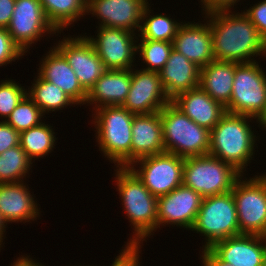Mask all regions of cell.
Here are the masks:
<instances>
[{
    "mask_svg": "<svg viewBox=\"0 0 266 266\" xmlns=\"http://www.w3.org/2000/svg\"><path fill=\"white\" fill-rule=\"evenodd\" d=\"M5 226H7V224L4 222L3 218L0 215V247H2L1 245L3 242V236H4L3 234L6 231Z\"/></svg>",
    "mask_w": 266,
    "mask_h": 266,
    "instance_id": "7bdbcfd3",
    "label": "cell"
},
{
    "mask_svg": "<svg viewBox=\"0 0 266 266\" xmlns=\"http://www.w3.org/2000/svg\"><path fill=\"white\" fill-rule=\"evenodd\" d=\"M210 249L233 266H263V236L241 234L217 241Z\"/></svg>",
    "mask_w": 266,
    "mask_h": 266,
    "instance_id": "d6986e66",
    "label": "cell"
},
{
    "mask_svg": "<svg viewBox=\"0 0 266 266\" xmlns=\"http://www.w3.org/2000/svg\"><path fill=\"white\" fill-rule=\"evenodd\" d=\"M15 0H0V27L7 29L13 15Z\"/></svg>",
    "mask_w": 266,
    "mask_h": 266,
    "instance_id": "f35d334b",
    "label": "cell"
},
{
    "mask_svg": "<svg viewBox=\"0 0 266 266\" xmlns=\"http://www.w3.org/2000/svg\"><path fill=\"white\" fill-rule=\"evenodd\" d=\"M266 72L258 62L236 63L230 103L226 112L256 119L266 107Z\"/></svg>",
    "mask_w": 266,
    "mask_h": 266,
    "instance_id": "ba28073f",
    "label": "cell"
},
{
    "mask_svg": "<svg viewBox=\"0 0 266 266\" xmlns=\"http://www.w3.org/2000/svg\"><path fill=\"white\" fill-rule=\"evenodd\" d=\"M24 54L21 48L13 41L8 30L0 27V66L19 60Z\"/></svg>",
    "mask_w": 266,
    "mask_h": 266,
    "instance_id": "836d02e7",
    "label": "cell"
},
{
    "mask_svg": "<svg viewBox=\"0 0 266 266\" xmlns=\"http://www.w3.org/2000/svg\"><path fill=\"white\" fill-rule=\"evenodd\" d=\"M149 5L148 3L143 10L138 37L140 39L173 42L182 22L174 21L163 14L150 15Z\"/></svg>",
    "mask_w": 266,
    "mask_h": 266,
    "instance_id": "f1b7e54d",
    "label": "cell"
},
{
    "mask_svg": "<svg viewBox=\"0 0 266 266\" xmlns=\"http://www.w3.org/2000/svg\"><path fill=\"white\" fill-rule=\"evenodd\" d=\"M97 32L96 38L86 37L93 44L105 69H132L137 53L136 33L105 26H99Z\"/></svg>",
    "mask_w": 266,
    "mask_h": 266,
    "instance_id": "7c38bea8",
    "label": "cell"
},
{
    "mask_svg": "<svg viewBox=\"0 0 266 266\" xmlns=\"http://www.w3.org/2000/svg\"><path fill=\"white\" fill-rule=\"evenodd\" d=\"M170 102L159 72L131 69V87L122 107L134 115L150 114L159 112Z\"/></svg>",
    "mask_w": 266,
    "mask_h": 266,
    "instance_id": "4fadbf2b",
    "label": "cell"
},
{
    "mask_svg": "<svg viewBox=\"0 0 266 266\" xmlns=\"http://www.w3.org/2000/svg\"><path fill=\"white\" fill-rule=\"evenodd\" d=\"M32 163L20 145L4 151L0 154V184L24 181Z\"/></svg>",
    "mask_w": 266,
    "mask_h": 266,
    "instance_id": "f546056e",
    "label": "cell"
},
{
    "mask_svg": "<svg viewBox=\"0 0 266 266\" xmlns=\"http://www.w3.org/2000/svg\"><path fill=\"white\" fill-rule=\"evenodd\" d=\"M34 80L31 88H28L27 95L42 110L43 113L49 111H59L67 106L76 104L61 88L42 79L39 75Z\"/></svg>",
    "mask_w": 266,
    "mask_h": 266,
    "instance_id": "4316f807",
    "label": "cell"
},
{
    "mask_svg": "<svg viewBox=\"0 0 266 266\" xmlns=\"http://www.w3.org/2000/svg\"><path fill=\"white\" fill-rule=\"evenodd\" d=\"M148 3L147 0H87L86 13L100 19L99 26L139 32L142 13Z\"/></svg>",
    "mask_w": 266,
    "mask_h": 266,
    "instance_id": "2e32d148",
    "label": "cell"
},
{
    "mask_svg": "<svg viewBox=\"0 0 266 266\" xmlns=\"http://www.w3.org/2000/svg\"><path fill=\"white\" fill-rule=\"evenodd\" d=\"M34 266H44L42 264H40L39 262H36V260L34 261Z\"/></svg>",
    "mask_w": 266,
    "mask_h": 266,
    "instance_id": "f6af8a7d",
    "label": "cell"
},
{
    "mask_svg": "<svg viewBox=\"0 0 266 266\" xmlns=\"http://www.w3.org/2000/svg\"><path fill=\"white\" fill-rule=\"evenodd\" d=\"M234 75L235 62L214 60L201 68L199 86L226 107L230 103Z\"/></svg>",
    "mask_w": 266,
    "mask_h": 266,
    "instance_id": "d4e9b609",
    "label": "cell"
},
{
    "mask_svg": "<svg viewBox=\"0 0 266 266\" xmlns=\"http://www.w3.org/2000/svg\"><path fill=\"white\" fill-rule=\"evenodd\" d=\"M142 245H125L111 266H140L139 253Z\"/></svg>",
    "mask_w": 266,
    "mask_h": 266,
    "instance_id": "d590c367",
    "label": "cell"
},
{
    "mask_svg": "<svg viewBox=\"0 0 266 266\" xmlns=\"http://www.w3.org/2000/svg\"><path fill=\"white\" fill-rule=\"evenodd\" d=\"M94 110L93 122L99 151H102L114 164L116 163V167H129L134 114L122 106H104Z\"/></svg>",
    "mask_w": 266,
    "mask_h": 266,
    "instance_id": "277c9868",
    "label": "cell"
},
{
    "mask_svg": "<svg viewBox=\"0 0 266 266\" xmlns=\"http://www.w3.org/2000/svg\"><path fill=\"white\" fill-rule=\"evenodd\" d=\"M241 176L232 165L206 154L185 158L182 184L206 198L232 191Z\"/></svg>",
    "mask_w": 266,
    "mask_h": 266,
    "instance_id": "8992f818",
    "label": "cell"
},
{
    "mask_svg": "<svg viewBox=\"0 0 266 266\" xmlns=\"http://www.w3.org/2000/svg\"><path fill=\"white\" fill-rule=\"evenodd\" d=\"M131 87V69H106L87 92L86 103L104 106H122Z\"/></svg>",
    "mask_w": 266,
    "mask_h": 266,
    "instance_id": "603a6c76",
    "label": "cell"
},
{
    "mask_svg": "<svg viewBox=\"0 0 266 266\" xmlns=\"http://www.w3.org/2000/svg\"><path fill=\"white\" fill-rule=\"evenodd\" d=\"M43 115L42 110L26 94L6 122L20 133L41 124Z\"/></svg>",
    "mask_w": 266,
    "mask_h": 266,
    "instance_id": "1f68e13d",
    "label": "cell"
},
{
    "mask_svg": "<svg viewBox=\"0 0 266 266\" xmlns=\"http://www.w3.org/2000/svg\"><path fill=\"white\" fill-rule=\"evenodd\" d=\"M253 118L226 112L210 131L209 154L232 165L241 174L254 156L257 139L248 122Z\"/></svg>",
    "mask_w": 266,
    "mask_h": 266,
    "instance_id": "7a4b0ae2",
    "label": "cell"
},
{
    "mask_svg": "<svg viewBox=\"0 0 266 266\" xmlns=\"http://www.w3.org/2000/svg\"><path fill=\"white\" fill-rule=\"evenodd\" d=\"M115 182L122 205L134 236L127 245H141L146 237L157 230V197L154 196L129 167H116Z\"/></svg>",
    "mask_w": 266,
    "mask_h": 266,
    "instance_id": "3957f363",
    "label": "cell"
},
{
    "mask_svg": "<svg viewBox=\"0 0 266 266\" xmlns=\"http://www.w3.org/2000/svg\"><path fill=\"white\" fill-rule=\"evenodd\" d=\"M235 182L232 195L236 203L240 234L266 235V173ZM241 179V180H240Z\"/></svg>",
    "mask_w": 266,
    "mask_h": 266,
    "instance_id": "9c48e42d",
    "label": "cell"
},
{
    "mask_svg": "<svg viewBox=\"0 0 266 266\" xmlns=\"http://www.w3.org/2000/svg\"><path fill=\"white\" fill-rule=\"evenodd\" d=\"M243 13L254 24L261 37L266 41V0L249 7V9L246 11L244 10Z\"/></svg>",
    "mask_w": 266,
    "mask_h": 266,
    "instance_id": "e575fe53",
    "label": "cell"
},
{
    "mask_svg": "<svg viewBox=\"0 0 266 266\" xmlns=\"http://www.w3.org/2000/svg\"><path fill=\"white\" fill-rule=\"evenodd\" d=\"M7 30L24 53L32 43L43 37V34L56 35V32L61 34L48 21L39 0H15L13 15Z\"/></svg>",
    "mask_w": 266,
    "mask_h": 266,
    "instance_id": "8fae6325",
    "label": "cell"
},
{
    "mask_svg": "<svg viewBox=\"0 0 266 266\" xmlns=\"http://www.w3.org/2000/svg\"><path fill=\"white\" fill-rule=\"evenodd\" d=\"M74 70L79 84L88 92L106 70L86 36L64 37L55 47Z\"/></svg>",
    "mask_w": 266,
    "mask_h": 266,
    "instance_id": "5bb4252c",
    "label": "cell"
},
{
    "mask_svg": "<svg viewBox=\"0 0 266 266\" xmlns=\"http://www.w3.org/2000/svg\"><path fill=\"white\" fill-rule=\"evenodd\" d=\"M202 266H233L222 261L210 248L202 249Z\"/></svg>",
    "mask_w": 266,
    "mask_h": 266,
    "instance_id": "ab89813d",
    "label": "cell"
},
{
    "mask_svg": "<svg viewBox=\"0 0 266 266\" xmlns=\"http://www.w3.org/2000/svg\"><path fill=\"white\" fill-rule=\"evenodd\" d=\"M185 158L163 152L134 161L129 168L156 197L166 195L182 184ZM140 165L135 169V165Z\"/></svg>",
    "mask_w": 266,
    "mask_h": 266,
    "instance_id": "30bf717a",
    "label": "cell"
},
{
    "mask_svg": "<svg viewBox=\"0 0 266 266\" xmlns=\"http://www.w3.org/2000/svg\"><path fill=\"white\" fill-rule=\"evenodd\" d=\"M202 200L199 193L183 184L170 193L157 197V228H160V224H170L191 230Z\"/></svg>",
    "mask_w": 266,
    "mask_h": 266,
    "instance_id": "9a60e30c",
    "label": "cell"
},
{
    "mask_svg": "<svg viewBox=\"0 0 266 266\" xmlns=\"http://www.w3.org/2000/svg\"><path fill=\"white\" fill-rule=\"evenodd\" d=\"M42 64L39 63L38 75L61 88L77 105L86 104L87 92L79 84L77 76L65 57L55 48H51Z\"/></svg>",
    "mask_w": 266,
    "mask_h": 266,
    "instance_id": "44dd1931",
    "label": "cell"
},
{
    "mask_svg": "<svg viewBox=\"0 0 266 266\" xmlns=\"http://www.w3.org/2000/svg\"><path fill=\"white\" fill-rule=\"evenodd\" d=\"M233 13L231 10L205 13L211 28L215 60L250 63L256 61L252 58L255 55L266 57V41L257 28L244 13Z\"/></svg>",
    "mask_w": 266,
    "mask_h": 266,
    "instance_id": "6da1fadb",
    "label": "cell"
},
{
    "mask_svg": "<svg viewBox=\"0 0 266 266\" xmlns=\"http://www.w3.org/2000/svg\"><path fill=\"white\" fill-rule=\"evenodd\" d=\"M263 266H266V235L263 236Z\"/></svg>",
    "mask_w": 266,
    "mask_h": 266,
    "instance_id": "ee69618b",
    "label": "cell"
},
{
    "mask_svg": "<svg viewBox=\"0 0 266 266\" xmlns=\"http://www.w3.org/2000/svg\"><path fill=\"white\" fill-rule=\"evenodd\" d=\"M191 230L205 236L203 249L217 241L241 235L232 191L203 198Z\"/></svg>",
    "mask_w": 266,
    "mask_h": 266,
    "instance_id": "52a82bcc",
    "label": "cell"
},
{
    "mask_svg": "<svg viewBox=\"0 0 266 266\" xmlns=\"http://www.w3.org/2000/svg\"><path fill=\"white\" fill-rule=\"evenodd\" d=\"M24 181L0 184V215L7 224L29 222L39 216L37 203Z\"/></svg>",
    "mask_w": 266,
    "mask_h": 266,
    "instance_id": "7402d4cb",
    "label": "cell"
},
{
    "mask_svg": "<svg viewBox=\"0 0 266 266\" xmlns=\"http://www.w3.org/2000/svg\"><path fill=\"white\" fill-rule=\"evenodd\" d=\"M34 259L29 258V256H22V257H18V259L13 263V265L11 264V266H34Z\"/></svg>",
    "mask_w": 266,
    "mask_h": 266,
    "instance_id": "60d3db41",
    "label": "cell"
},
{
    "mask_svg": "<svg viewBox=\"0 0 266 266\" xmlns=\"http://www.w3.org/2000/svg\"><path fill=\"white\" fill-rule=\"evenodd\" d=\"M137 44V52L147 64L143 70L159 72L169 59L170 53L173 50V42L140 39Z\"/></svg>",
    "mask_w": 266,
    "mask_h": 266,
    "instance_id": "4dcf8cb0",
    "label": "cell"
},
{
    "mask_svg": "<svg viewBox=\"0 0 266 266\" xmlns=\"http://www.w3.org/2000/svg\"><path fill=\"white\" fill-rule=\"evenodd\" d=\"M201 68L174 48L159 71L165 92L172 100L178 94L199 86Z\"/></svg>",
    "mask_w": 266,
    "mask_h": 266,
    "instance_id": "cb8c5ba5",
    "label": "cell"
},
{
    "mask_svg": "<svg viewBox=\"0 0 266 266\" xmlns=\"http://www.w3.org/2000/svg\"><path fill=\"white\" fill-rule=\"evenodd\" d=\"M256 121L259 123L264 130L266 129V107L264 111L257 117Z\"/></svg>",
    "mask_w": 266,
    "mask_h": 266,
    "instance_id": "b9f144b4",
    "label": "cell"
},
{
    "mask_svg": "<svg viewBox=\"0 0 266 266\" xmlns=\"http://www.w3.org/2000/svg\"><path fill=\"white\" fill-rule=\"evenodd\" d=\"M160 113L165 152L183 158L209 154L210 130L196 124L171 102Z\"/></svg>",
    "mask_w": 266,
    "mask_h": 266,
    "instance_id": "5b68a950",
    "label": "cell"
},
{
    "mask_svg": "<svg viewBox=\"0 0 266 266\" xmlns=\"http://www.w3.org/2000/svg\"><path fill=\"white\" fill-rule=\"evenodd\" d=\"M51 25L59 32L86 15L87 0H39Z\"/></svg>",
    "mask_w": 266,
    "mask_h": 266,
    "instance_id": "484cf974",
    "label": "cell"
},
{
    "mask_svg": "<svg viewBox=\"0 0 266 266\" xmlns=\"http://www.w3.org/2000/svg\"><path fill=\"white\" fill-rule=\"evenodd\" d=\"M20 133L6 121H0V154L19 145Z\"/></svg>",
    "mask_w": 266,
    "mask_h": 266,
    "instance_id": "8d00e7d4",
    "label": "cell"
},
{
    "mask_svg": "<svg viewBox=\"0 0 266 266\" xmlns=\"http://www.w3.org/2000/svg\"><path fill=\"white\" fill-rule=\"evenodd\" d=\"M240 0H201L205 13L216 10H231Z\"/></svg>",
    "mask_w": 266,
    "mask_h": 266,
    "instance_id": "74e56055",
    "label": "cell"
},
{
    "mask_svg": "<svg viewBox=\"0 0 266 266\" xmlns=\"http://www.w3.org/2000/svg\"><path fill=\"white\" fill-rule=\"evenodd\" d=\"M171 103L196 124L210 131L226 113V108L200 86L178 94Z\"/></svg>",
    "mask_w": 266,
    "mask_h": 266,
    "instance_id": "ac0fdd59",
    "label": "cell"
},
{
    "mask_svg": "<svg viewBox=\"0 0 266 266\" xmlns=\"http://www.w3.org/2000/svg\"><path fill=\"white\" fill-rule=\"evenodd\" d=\"M27 94V90L13 80H2L0 83V117L5 120Z\"/></svg>",
    "mask_w": 266,
    "mask_h": 266,
    "instance_id": "d6a6232c",
    "label": "cell"
},
{
    "mask_svg": "<svg viewBox=\"0 0 266 266\" xmlns=\"http://www.w3.org/2000/svg\"><path fill=\"white\" fill-rule=\"evenodd\" d=\"M54 134L52 126L42 122L38 126L20 132L19 145L31 161L35 158L37 160L53 151L57 139Z\"/></svg>",
    "mask_w": 266,
    "mask_h": 266,
    "instance_id": "83f0119b",
    "label": "cell"
},
{
    "mask_svg": "<svg viewBox=\"0 0 266 266\" xmlns=\"http://www.w3.org/2000/svg\"><path fill=\"white\" fill-rule=\"evenodd\" d=\"M206 23L182 22L173 41V48L200 68L215 60L211 28Z\"/></svg>",
    "mask_w": 266,
    "mask_h": 266,
    "instance_id": "e0dca14e",
    "label": "cell"
},
{
    "mask_svg": "<svg viewBox=\"0 0 266 266\" xmlns=\"http://www.w3.org/2000/svg\"><path fill=\"white\" fill-rule=\"evenodd\" d=\"M131 132V164L139 158L165 152L160 111L134 115Z\"/></svg>",
    "mask_w": 266,
    "mask_h": 266,
    "instance_id": "ffe728a7",
    "label": "cell"
}]
</instances>
